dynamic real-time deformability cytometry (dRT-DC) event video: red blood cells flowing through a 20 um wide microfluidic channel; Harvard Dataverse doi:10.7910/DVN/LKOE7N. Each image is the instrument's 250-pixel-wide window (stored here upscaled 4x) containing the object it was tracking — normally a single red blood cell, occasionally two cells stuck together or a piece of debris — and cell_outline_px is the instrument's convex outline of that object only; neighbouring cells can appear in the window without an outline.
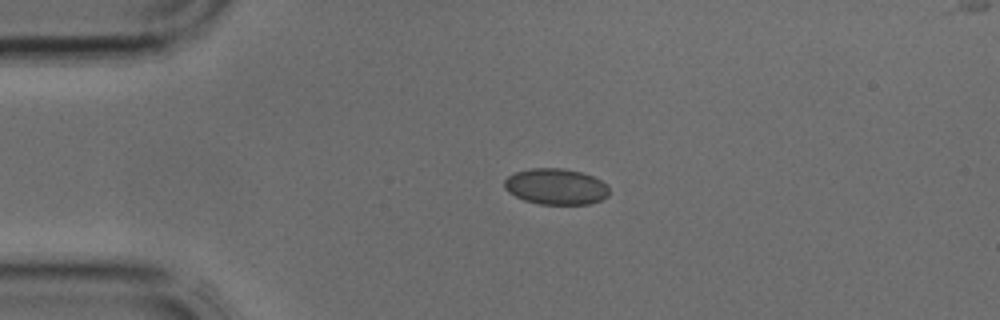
{"species": "common noctule bat (a hibernating species)", "species_latin": "Nyctalus noctula", "temperature_condition": "cold", "stored_images_in_passage": 2, "camera_frame_rate_fps": 3000, "um_per_image_px": 0.085, "animal": {"sex": "male", "body_mass_g": 17.9, "forearm_length_mm": 54.2}, "frame": {"image": 1, "passage_image": 1, "time_ms": 0.0, "image_size_px": [1000, 320], "cell_outline_px": [[608, 196], [600, 200], [588, 204], [540, 204], [524, 200], [508, 192], [504, 188], [504, 180], [508, 176], [516, 172], [532, 168], [564, 168], [580, 172], [592, 176], [608, 184]], "centroid_in_image_um": [47.25, 15.86], "position_along_channel_um": 37.8, "area_um2": 21.96}}